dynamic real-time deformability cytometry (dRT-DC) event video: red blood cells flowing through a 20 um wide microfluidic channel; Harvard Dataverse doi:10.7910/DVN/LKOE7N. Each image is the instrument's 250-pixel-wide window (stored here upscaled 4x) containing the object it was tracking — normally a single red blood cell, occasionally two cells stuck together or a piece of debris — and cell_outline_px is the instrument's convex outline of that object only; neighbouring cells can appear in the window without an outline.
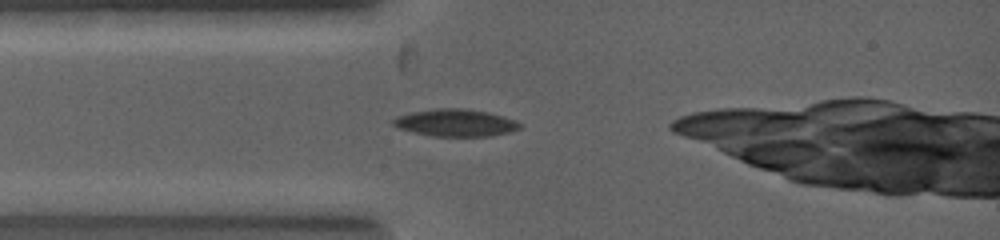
{"species": "common noctule bat (a hibernating species)", "species_latin": "Nyctalus noctula", "temperature_condition": "warm", "stored_images_in_passage": 6, "camera_frame_rate_fps": 5000, "um_per_image_px": 0.085, "animal": {"sex": "female", "body_mass_g": 19.0, "forearm_length_mm": 53.3}, "frame": {"image": 1, "passage_image": 3, "time_ms": 0.8, "image_size_px": [1000, 240], "cell_outline_px": [[524, 128], [492, 136], [432, 136], [396, 128], [392, 124], [392, 120], [396, 116], [412, 112], [436, 108], [464, 108], [488, 112], [504, 116], [516, 120], [524, 124]], "centroid_in_image_um": [38.76, 10.43], "position_along_channel_um": 46.2, "area_um2": 20.4}}